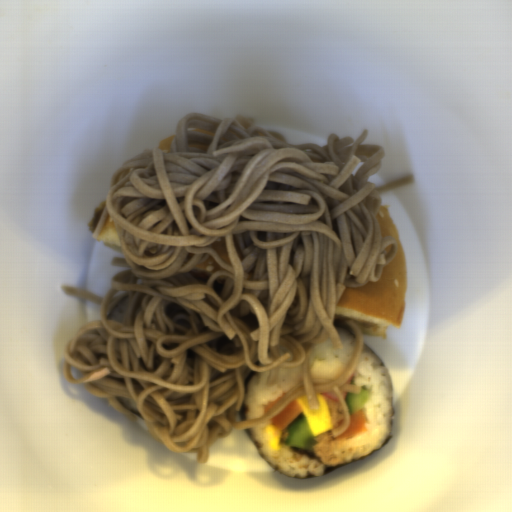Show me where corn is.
Wrapping results in <instances>:
<instances>
[{"label":"corn","instance_id":"obj_1","mask_svg":"<svg viewBox=\"0 0 512 512\" xmlns=\"http://www.w3.org/2000/svg\"><path fill=\"white\" fill-rule=\"evenodd\" d=\"M286 428L287 426L279 430L274 426L273 423H270L269 425L264 427V432L269 437L267 443L270 449L280 450L282 448L283 442L285 440Z\"/></svg>","mask_w":512,"mask_h":512}]
</instances>
